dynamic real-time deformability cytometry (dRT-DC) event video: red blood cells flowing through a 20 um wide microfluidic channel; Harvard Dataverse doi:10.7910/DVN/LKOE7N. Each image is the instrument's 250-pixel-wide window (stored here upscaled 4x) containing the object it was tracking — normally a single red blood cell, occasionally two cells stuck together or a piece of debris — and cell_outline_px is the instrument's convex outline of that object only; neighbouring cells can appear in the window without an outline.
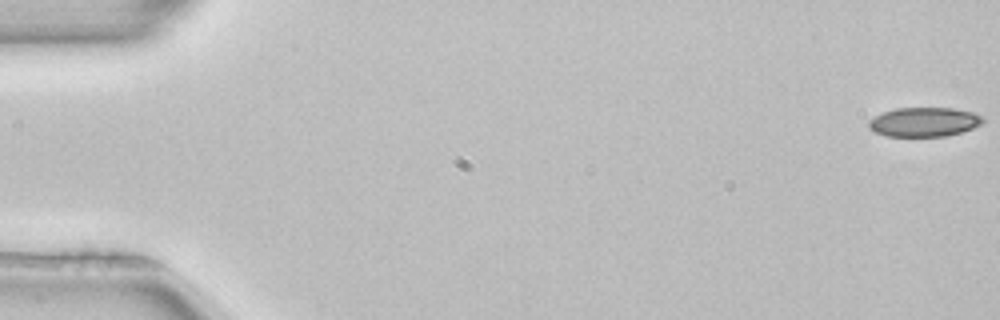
{"species": "common noctule bat (a hibernating species)", "species_latin": "Nyctalus noctula", "temperature_condition": "room temperature", "stored_images_in_passage": 11, "camera_frame_rate_fps": 3000, "um_per_image_px": 0.085, "animal": {"sex": "female", "body_mass_g": 22.7, "forearm_length_mm": 54.2}, "frame": {"image": 1, "passage_image": 1, "time_ms": 0.0, "image_size_px": [1000, 320], "cell_outline_px": [[984, 120], [980, 124], [972, 128], [948, 136], [884, 136], [868, 128], [868, 120], [884, 112], [896, 108], [952, 108], [972, 112], [980, 116]], "centroid_in_image_um": [78.51, 10.37], "position_along_channel_um": 6.5, "area_um2": 19.31}}